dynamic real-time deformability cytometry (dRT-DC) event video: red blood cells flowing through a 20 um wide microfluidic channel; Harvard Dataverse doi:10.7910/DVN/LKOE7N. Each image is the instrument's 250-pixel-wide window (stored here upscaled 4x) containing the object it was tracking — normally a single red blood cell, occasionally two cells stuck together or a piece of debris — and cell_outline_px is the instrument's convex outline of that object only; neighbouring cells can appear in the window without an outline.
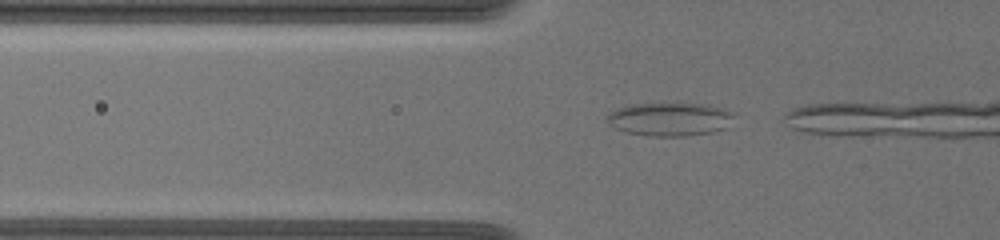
{"species": "common noctule bat (a hibernating species)", "species_latin": "Nyctalus noctula", "temperature_condition": "warm", "stored_images_in_passage": 29, "camera_frame_rate_fps": 3000, "um_per_image_px": 0.085, "animal": {"sex": "female", "body_mass_g": 19.5, "forearm_length_mm": 54.1}, "frame": {"image": 1, "passage_image": 21, "time_ms": 5.333, "image_size_px": [1000, 240], "cell_outline_px": [[736, 116], [728, 128], [712, 132], [688, 136], [648, 136], [624, 132], [608, 124], [604, 120], [612, 112], [620, 108], [632, 104], [700, 104], [720, 108], [732, 112]], "centroid_in_image_um": [56.96, 10.16], "position_along_channel_um": 68.8, "area_um2": 24.68}}